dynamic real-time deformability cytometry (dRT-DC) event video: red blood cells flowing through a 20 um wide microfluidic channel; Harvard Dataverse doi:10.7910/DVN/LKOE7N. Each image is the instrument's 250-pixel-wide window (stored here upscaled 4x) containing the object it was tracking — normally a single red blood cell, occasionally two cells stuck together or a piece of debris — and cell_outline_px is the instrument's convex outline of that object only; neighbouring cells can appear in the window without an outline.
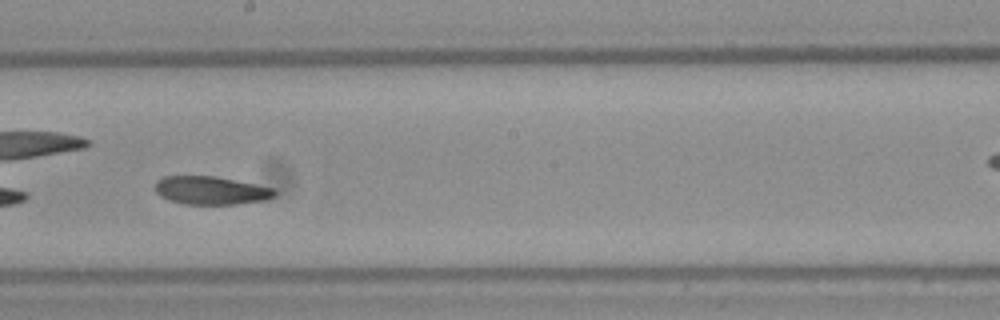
{"species": "Egyptian fruit bat (a non-hibernating species)", "species_latin": "Rousettus aegyptiacus", "temperature_condition": "warm", "stored_images_in_passage": 24, "camera_frame_rate_fps": 3000, "um_per_image_px": 0.085, "frame": {"image": 1, "passage_image": 14, "time_ms": 4.333, "image_size_px": [1000, 320], "cell_outline_px": [[276, 196], [264, 200], [236, 204], [184, 204], [168, 200], [160, 196], [156, 192], [156, 180], [160, 176], [216, 176], [276, 188]], "centroid_in_image_um": [17.93, 16.18], "position_along_channel_um": 230.3, "area_um2": 19.83}}
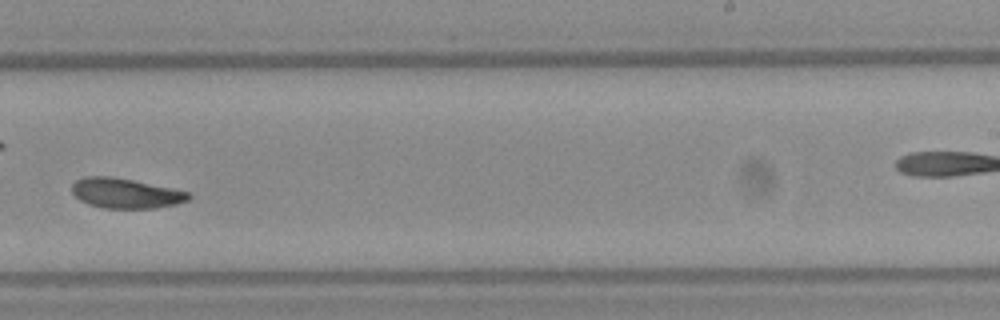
{"frame": {"image": 2, "passage_image": 17, "time_ms": 5.333, "image_size_px": [1000, 320], "cell_outline_px": [[192, 196], [188, 200], [176, 204], [156, 208], [104, 208], [88, 204], [80, 200], [72, 192], [72, 184], [76, 180], [84, 176], [112, 176], [172, 188], [188, 192]], "centroid_in_image_um": [10.66, 16.42], "position_along_channel_um": 278.3, "area_um2": 20.35}}